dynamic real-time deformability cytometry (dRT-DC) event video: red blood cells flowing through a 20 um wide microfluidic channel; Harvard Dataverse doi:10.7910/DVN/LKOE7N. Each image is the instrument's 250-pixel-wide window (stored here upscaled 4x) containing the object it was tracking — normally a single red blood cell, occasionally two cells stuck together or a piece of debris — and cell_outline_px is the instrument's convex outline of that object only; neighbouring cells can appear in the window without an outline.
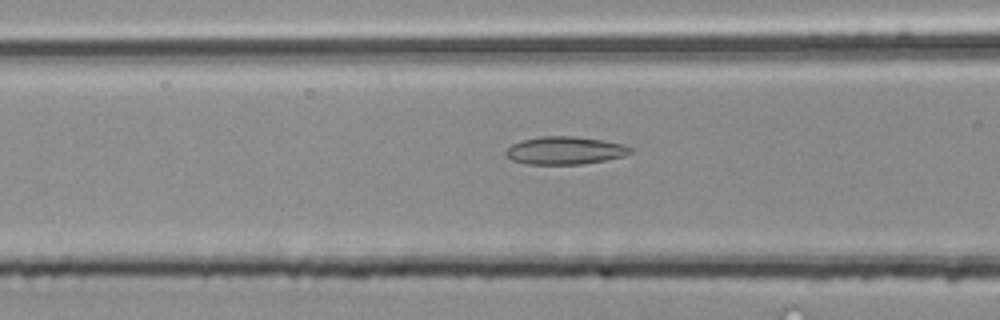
{"species": "common noctule bat (a hibernating species)", "species_latin": "Nyctalus noctula", "temperature_condition": "room temperature", "stored_images_in_passage": 9, "camera_frame_rate_fps": 3000, "um_per_image_px": 0.085, "animal": {"sex": "male", "body_mass_g": 20.4}, "frame": {"image": 1, "passage_image": 7, "time_ms": 2.0, "image_size_px": [1000, 320], "cell_outline_px": [[632, 152], [624, 156], [584, 164], [528, 164], [512, 160], [504, 152], [512, 144], [520, 140], [540, 136], [572, 136], [604, 140], [624, 144], [632, 148]], "centroid_in_image_um": [48.03, 12.78], "position_along_channel_um": 118.6, "area_um2": 20.23}}